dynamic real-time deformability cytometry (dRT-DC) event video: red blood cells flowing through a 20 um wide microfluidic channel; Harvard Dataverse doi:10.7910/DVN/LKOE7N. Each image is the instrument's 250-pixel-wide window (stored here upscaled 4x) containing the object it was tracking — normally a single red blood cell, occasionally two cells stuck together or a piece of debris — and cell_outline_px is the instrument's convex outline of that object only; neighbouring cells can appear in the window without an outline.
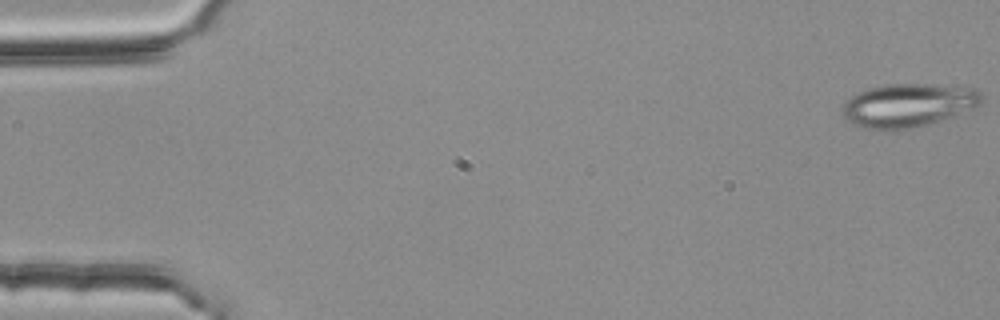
{"species": "common noctule bat (a hibernating species)", "species_latin": "Nyctalus noctula", "temperature_condition": "room temperature", "stored_images_in_passage": 17, "camera_frame_rate_fps": 3000, "um_per_image_px": 0.085, "animal": {"sex": "female", "body_mass_g": 25.1}, "frame": {"image": 1, "passage_image": 1, "time_ms": 0.0, "image_size_px": [1000, 320], "cell_outline_px": [[984, 100], [980, 104], [972, 108], [952, 116], [928, 124], [888, 132], [864, 128], [848, 120], [844, 116], [844, 104], [852, 96], [868, 88], [884, 84], [928, 84], [976, 88], [984, 96]], "centroid_in_image_um": [77.22, 8.95], "position_along_channel_um": 7.8, "area_um2": 35.14}}